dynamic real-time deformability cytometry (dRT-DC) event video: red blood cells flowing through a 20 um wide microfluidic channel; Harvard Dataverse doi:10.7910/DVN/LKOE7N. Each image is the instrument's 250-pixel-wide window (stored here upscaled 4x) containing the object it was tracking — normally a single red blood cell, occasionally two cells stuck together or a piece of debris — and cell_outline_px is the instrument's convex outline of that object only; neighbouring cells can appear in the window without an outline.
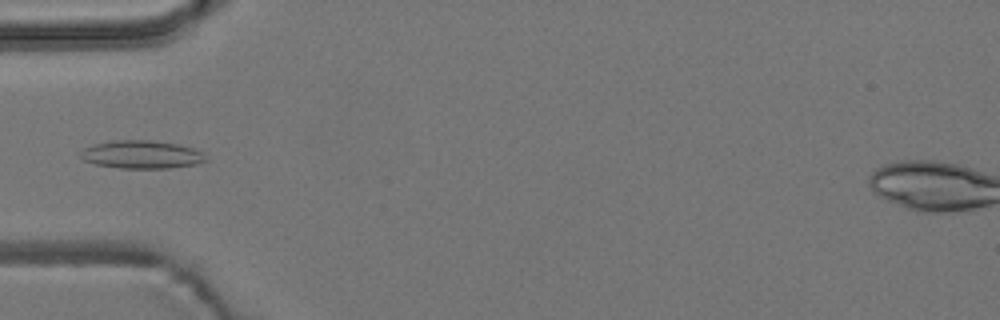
{"species": "common noctule bat (a hibernating species)", "species_latin": "Nyctalus noctula", "temperature_condition": "room temperature", "stored_images_in_passage": 6, "camera_frame_rate_fps": 3000, "um_per_image_px": 0.085, "animal": {"sex": "male", "body_mass_g": 19.2, "forearm_length_mm": 51.8}, "frame": {"image": 1, "passage_image": 6, "time_ms": 5.667, "image_size_px": [1000, 320], "cell_outline_px": [[208, 160], [196, 164], [168, 168], [120, 168], [96, 164], [84, 160], [80, 156], [80, 152], [84, 148], [92, 144], [112, 140], [152, 140], [176, 144], [192, 148], [204, 152]], "centroid_in_image_um": [12.04, 13.13], "position_along_channel_um": 73.0, "area_um2": 20.52}}